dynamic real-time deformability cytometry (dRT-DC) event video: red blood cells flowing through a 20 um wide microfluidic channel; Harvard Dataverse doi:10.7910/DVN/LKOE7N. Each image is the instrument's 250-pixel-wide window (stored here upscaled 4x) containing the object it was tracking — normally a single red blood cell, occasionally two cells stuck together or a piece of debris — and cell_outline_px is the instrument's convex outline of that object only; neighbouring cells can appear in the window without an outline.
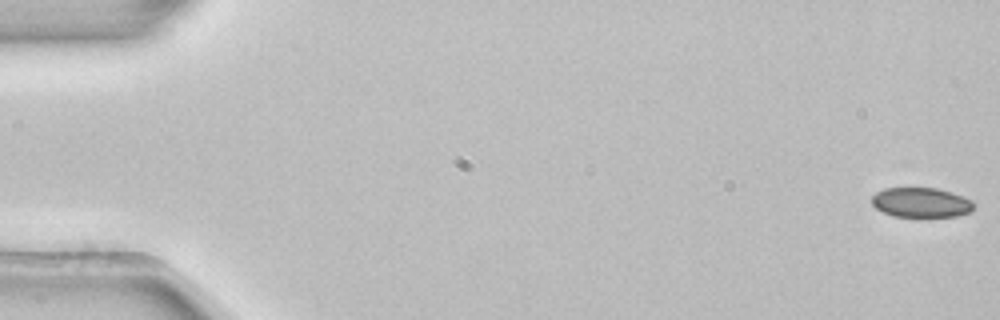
{"species": "common noctule bat (a hibernating species)", "species_latin": "Nyctalus noctula", "temperature_condition": "room temperature", "stored_images_in_passage": 4, "camera_frame_rate_fps": 3000, "um_per_image_px": 0.085, "animal": {"sex": "female", "body_mass_g": 22.7, "forearm_length_mm": 54.2}, "frame": {"image": 1, "passage_image": 1, "time_ms": 0.0, "image_size_px": [1000, 320], "cell_outline_px": [[972, 212], [956, 216], [920, 220], [892, 216], [876, 208], [872, 204], [872, 196], [876, 192], [884, 188], [936, 188], [952, 192], [964, 196], [972, 200]], "centroid_in_image_um": [78.3, 17.26], "position_along_channel_um": 6.7, "area_um2": 18.55}}
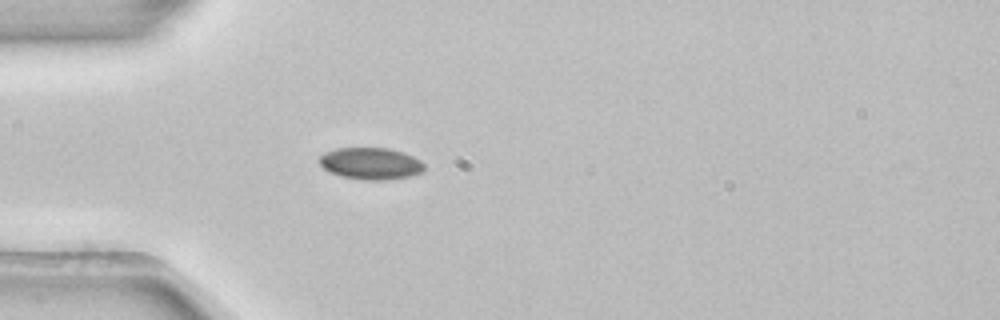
{"frame": {"image": 2, "passage_image": 4, "time_ms": 1.0, "image_size_px": [1000, 320], "cell_outline_px": [[424, 168], [420, 172], [408, 176], [384, 180], [364, 180], [340, 176], [324, 168], [320, 164], [320, 156], [324, 152], [336, 148], [388, 148], [404, 152], [420, 160], [424, 164]], "centroid_in_image_um": [31.5, 13.89], "position_along_channel_um": 53.5, "area_um2": 19.31}}